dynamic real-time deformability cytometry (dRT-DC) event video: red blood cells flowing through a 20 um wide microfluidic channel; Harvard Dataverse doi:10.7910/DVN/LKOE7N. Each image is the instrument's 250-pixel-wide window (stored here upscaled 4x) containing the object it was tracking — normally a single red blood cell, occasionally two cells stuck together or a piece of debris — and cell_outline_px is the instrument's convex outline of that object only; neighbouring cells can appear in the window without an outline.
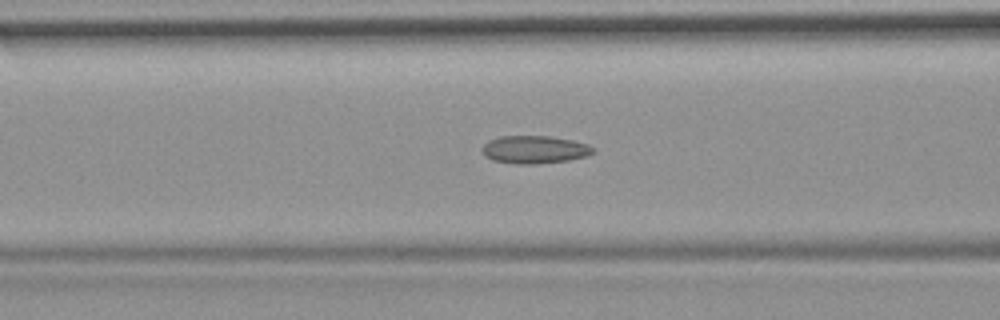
{"species": "common noctule bat (a hibernating species)", "species_latin": "Nyctalus noctula", "temperature_condition": "room temperature", "stored_images_in_passage": 56, "camera_frame_rate_fps": 3000, "um_per_image_px": 0.085, "animal": {"sex": "female", "body_mass_g": 19.9}, "frame": {"image": 1, "passage_image": 22, "time_ms": 7.0, "image_size_px": [1000, 320], "cell_outline_px": [[596, 152], [584, 156], [568, 160], [536, 164], [516, 164], [492, 160], [484, 156], [480, 148], [488, 140], [500, 136], [548, 136], [572, 140], [588, 144]], "centroid_in_image_um": [45.38, 12.71], "position_along_channel_um": 121.2, "area_um2": 18.03}}
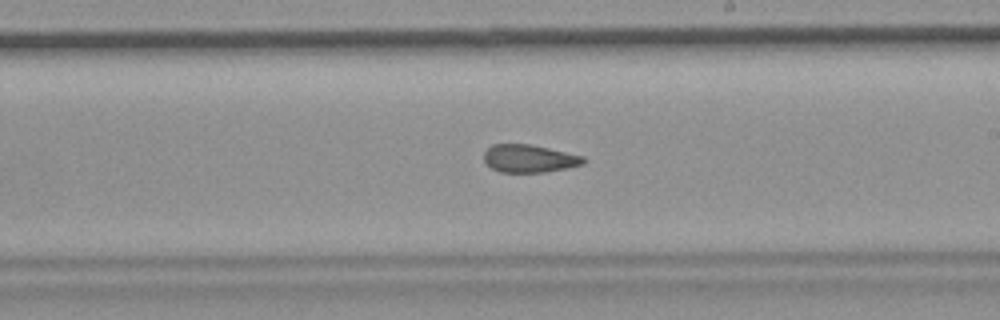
{"frame": {"image": 2, "passage_image": 32, "time_ms": 10.333, "image_size_px": [1000, 320], "cell_outline_px": [[584, 164], [568, 168], [544, 172], [500, 172], [492, 168], [484, 160], [484, 152], [492, 144], [528, 144], [548, 148], [584, 156]], "centroid_in_image_um": [44.98, 13.48], "position_along_channel_um": 244.0, "area_um2": 16.01}}
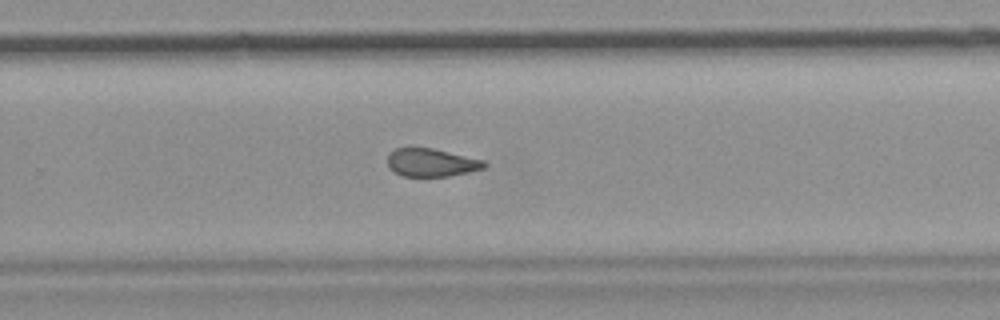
{"frame": {"image": 3, "passage_image": 36, "time_ms": 11.667, "image_size_px": [1000, 320], "cell_outline_px": [[488, 164], [484, 168], [468, 172], [448, 176], [404, 176], [388, 168], [388, 156], [396, 148], [408, 144], [412, 144], [432, 148], [484, 160]], "centroid_in_image_um": [36.63, 13.77], "position_along_channel_um": 293.2, "area_um2": 16.18}, "authors_computed_cell_mechanics": {"area_um2": 17.6001, "velocity_mm_per_s": 3.7042, "shape_relaxation_time_tau1_ms": null, "shape_relaxation_time_tau2_ms": 1.8718, "deformation_change_tau1": null, "deformation_change_tau2": 0.0868}}